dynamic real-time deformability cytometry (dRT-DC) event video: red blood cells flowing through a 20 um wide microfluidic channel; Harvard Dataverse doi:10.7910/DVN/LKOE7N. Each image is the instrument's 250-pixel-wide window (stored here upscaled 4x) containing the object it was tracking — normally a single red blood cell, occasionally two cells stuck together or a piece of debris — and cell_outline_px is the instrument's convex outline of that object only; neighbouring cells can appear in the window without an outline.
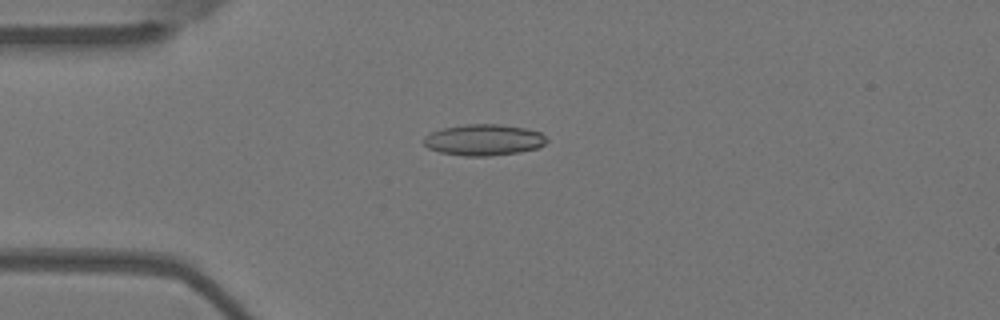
{"species": "Egyptian fruit bat (a non-hibernating species)", "species_latin": "Rousettus aegyptiacus", "temperature_condition": "warm", "stored_images_in_passage": 55, "camera_frame_rate_fps": 3000, "um_per_image_px": 0.085, "animal": {"sex": "female"}, "frame": {"image": 1, "passage_image": 14, "time_ms": 4.333, "image_size_px": [1000, 320], "cell_outline_px": [[548, 140], [544, 144], [536, 148], [520, 152], [488, 156], [464, 156], [440, 152], [428, 148], [424, 144], [424, 136], [432, 132], [444, 128], [468, 124], [500, 124], [524, 128], [540, 132]], "centroid_in_image_um": [41.11, 11.89], "position_along_channel_um": 43.9, "area_um2": 22.2}}
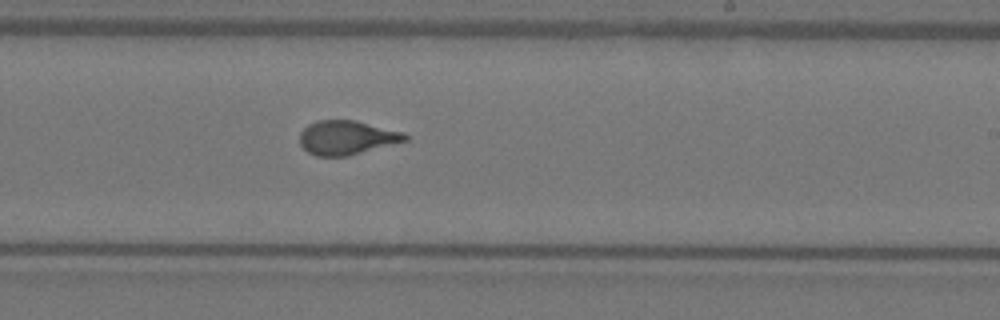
{"frame": {"image": 2, "passage_image": 33, "time_ms": 10.667, "image_size_px": [1000, 320], "cell_outline_px": [[408, 140], [348, 156], [316, 156], [308, 152], [300, 144], [300, 132], [308, 124], [320, 120], [356, 120], [404, 132], [408, 136]], "centroid_in_image_um": [29.48, 11.69], "position_along_channel_um": 259.5, "area_um2": 20.92}}
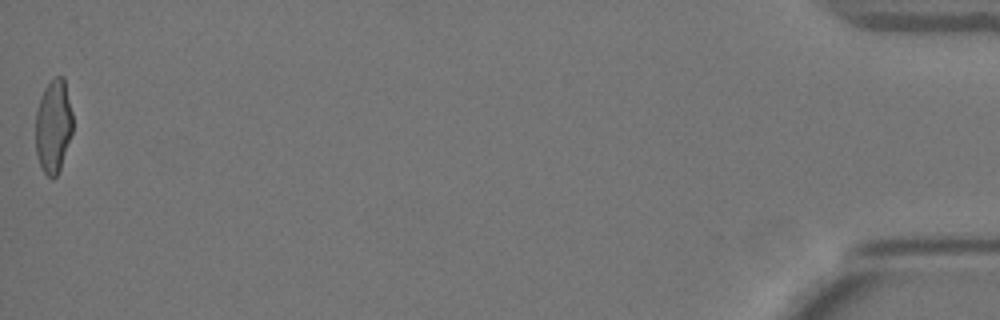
{"frame": {"image": 3, "passage_image": 55, "time_ms": 18.0, "image_size_px": [1000, 320], "cell_outline_px": [[72, 132], [60, 168], [56, 176], [52, 180], [44, 172], [40, 164], [36, 152], [36, 112], [44, 88], [56, 76], [64, 76], [72, 112]], "centroid_in_image_um": [4.54, 10.72], "position_along_channel_um": 430.7, "area_um2": 20.0}, "authors_computed_cell_mechanics": {"area_um2": 21.1548, "velocity_mm_per_s": 3.6875, "shape_relaxation_time_tau1_ms": 5.9316, "shape_relaxation_time_tau2_ms": 0.8052, "deformation_change_tau1": 0.2025, "deformation_change_tau2": 0.068}}